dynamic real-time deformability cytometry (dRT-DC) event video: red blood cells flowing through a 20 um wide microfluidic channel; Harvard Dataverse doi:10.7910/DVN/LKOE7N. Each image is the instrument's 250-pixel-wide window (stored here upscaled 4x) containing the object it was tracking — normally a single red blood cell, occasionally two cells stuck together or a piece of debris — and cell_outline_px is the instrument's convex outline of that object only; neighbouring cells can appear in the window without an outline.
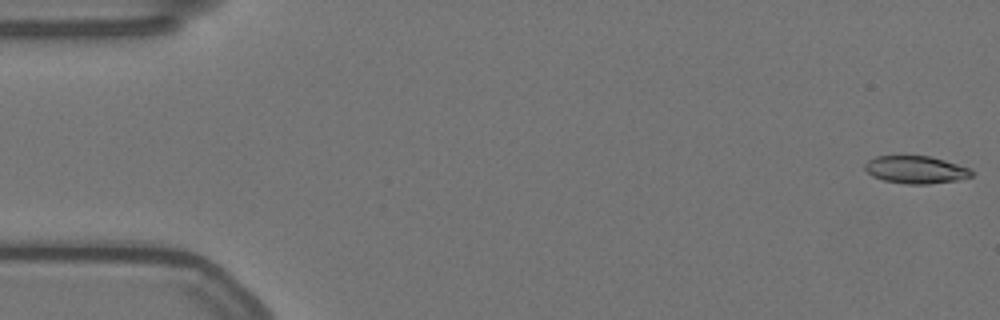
{"species": "Egyptian fruit bat (a non-hibernating species)", "species_latin": "Rousettus aegyptiacus", "temperature_condition": "warm", "stored_images_in_passage": 57, "camera_frame_rate_fps": 3000, "um_per_image_px": 0.085, "animal": {"sex": "female"}, "frame": {"image": 1, "passage_image": 1, "time_ms": 0.0, "image_size_px": [1000, 320], "cell_outline_px": [[976, 172], [972, 176], [956, 180], [928, 184], [904, 184], [884, 180], [872, 176], [864, 168], [864, 164], [868, 160], [876, 156], [928, 156], [944, 160], [972, 168]], "centroid_in_image_um": [77.87, 14.42], "position_along_channel_um": 7.1, "area_um2": 17.22}}
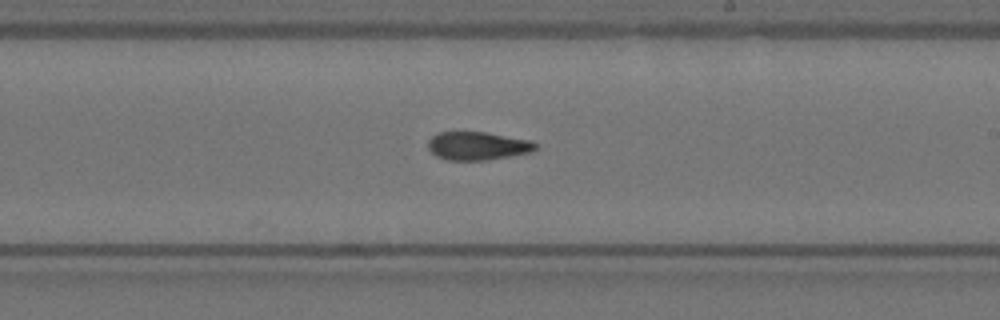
{"frame": {"image": 2, "passage_image": 33, "time_ms": 10.667, "image_size_px": [1000, 320], "cell_outline_px": [[536, 148], [532, 152], [488, 160], [448, 160], [436, 156], [428, 148], [428, 140], [436, 132], [488, 132], [532, 140], [536, 144]], "centroid_in_image_um": [40.6, 12.39], "position_along_channel_um": 248.4, "area_um2": 17.86}}
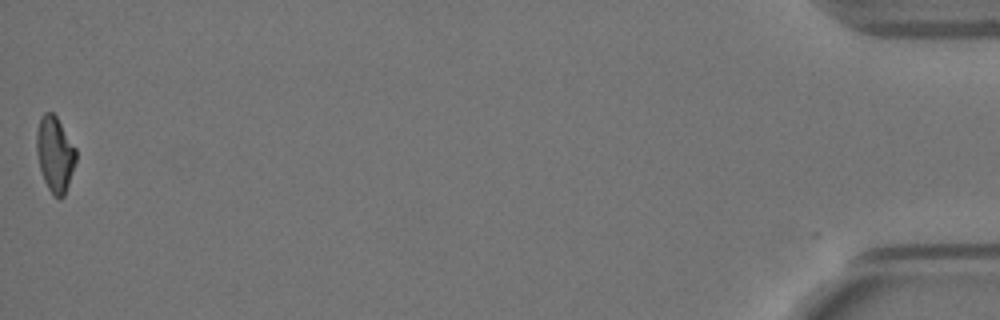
{"frame": {"image": 3, "passage_image": 57, "time_ms": 18.667, "image_size_px": [1000, 320], "cell_outline_px": [[76, 160], [64, 196], [60, 200], [52, 196], [44, 180], [40, 168], [36, 152], [36, 132], [40, 116], [44, 112], [52, 112], [56, 116], [76, 148]], "centroid_in_image_um": [4.65, 13.1], "position_along_channel_um": 430.5, "area_um2": 17.4}, "authors_computed_cell_mechanics": {"area_um2": 18.0914, "velocity_mm_per_s": 3.5355, "shape_relaxation_time_tau1_ms": null, "shape_relaxation_time_tau2_ms": 6.3035, "deformation_change_tau1": null, "deformation_change_tau2": 0.1316}}